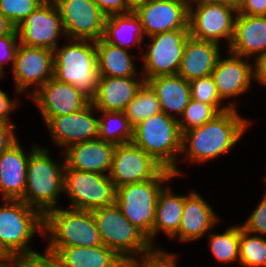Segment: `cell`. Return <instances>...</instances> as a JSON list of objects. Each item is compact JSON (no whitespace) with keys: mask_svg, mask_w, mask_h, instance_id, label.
<instances>
[{"mask_svg":"<svg viewBox=\"0 0 266 267\" xmlns=\"http://www.w3.org/2000/svg\"><path fill=\"white\" fill-rule=\"evenodd\" d=\"M249 123V120L240 117L236 109L221 112L204 125L182 134L181 153H185L187 159L193 162L216 158L228 152L240 140Z\"/></svg>","mask_w":266,"mask_h":267,"instance_id":"6da1fadb","label":"cell"},{"mask_svg":"<svg viewBox=\"0 0 266 267\" xmlns=\"http://www.w3.org/2000/svg\"><path fill=\"white\" fill-rule=\"evenodd\" d=\"M92 214L103 245L125 261H137L134 254L139 253L142 255L141 261L151 260L158 254L175 256L152 246L148 238L122 214L116 203L96 208Z\"/></svg>","mask_w":266,"mask_h":267,"instance_id":"7a4b0ae2","label":"cell"},{"mask_svg":"<svg viewBox=\"0 0 266 267\" xmlns=\"http://www.w3.org/2000/svg\"><path fill=\"white\" fill-rule=\"evenodd\" d=\"M72 41L53 50V78L73 85L91 101L97 92L99 80L96 41Z\"/></svg>","mask_w":266,"mask_h":267,"instance_id":"3957f363","label":"cell"},{"mask_svg":"<svg viewBox=\"0 0 266 267\" xmlns=\"http://www.w3.org/2000/svg\"><path fill=\"white\" fill-rule=\"evenodd\" d=\"M132 142L150 155L164 169L182 174L175 167L176 156L182 151V134L178 118L159 112L133 128ZM176 154V155H175Z\"/></svg>","mask_w":266,"mask_h":267,"instance_id":"277c9868","label":"cell"},{"mask_svg":"<svg viewBox=\"0 0 266 267\" xmlns=\"http://www.w3.org/2000/svg\"><path fill=\"white\" fill-rule=\"evenodd\" d=\"M49 151L42 147L33 146L27 164V178L21 201L38 210L43 216L56 209L57 197L64 191L63 165L54 163Z\"/></svg>","mask_w":266,"mask_h":267,"instance_id":"5b68a950","label":"cell"},{"mask_svg":"<svg viewBox=\"0 0 266 267\" xmlns=\"http://www.w3.org/2000/svg\"><path fill=\"white\" fill-rule=\"evenodd\" d=\"M175 177L173 171L162 169L152 180L125 184L116 188L115 203L122 214L149 240L153 246V224L162 183Z\"/></svg>","mask_w":266,"mask_h":267,"instance_id":"8992f818","label":"cell"},{"mask_svg":"<svg viewBox=\"0 0 266 267\" xmlns=\"http://www.w3.org/2000/svg\"><path fill=\"white\" fill-rule=\"evenodd\" d=\"M67 208L58 207L44 215L43 235L51 234L47 247L103 245L92 211Z\"/></svg>","mask_w":266,"mask_h":267,"instance_id":"52a82bcc","label":"cell"},{"mask_svg":"<svg viewBox=\"0 0 266 267\" xmlns=\"http://www.w3.org/2000/svg\"><path fill=\"white\" fill-rule=\"evenodd\" d=\"M0 207V245L14 259L35 252L28 248L32 236L43 235L44 216L21 200L5 199Z\"/></svg>","mask_w":266,"mask_h":267,"instance_id":"ba28073f","label":"cell"},{"mask_svg":"<svg viewBox=\"0 0 266 267\" xmlns=\"http://www.w3.org/2000/svg\"><path fill=\"white\" fill-rule=\"evenodd\" d=\"M64 192L71 209L92 211L115 204L116 188L109 175L64 168Z\"/></svg>","mask_w":266,"mask_h":267,"instance_id":"9c48e42d","label":"cell"},{"mask_svg":"<svg viewBox=\"0 0 266 267\" xmlns=\"http://www.w3.org/2000/svg\"><path fill=\"white\" fill-rule=\"evenodd\" d=\"M196 2L197 8L189 4L188 28L189 36L219 44L220 38H226L229 45L234 36L235 13L237 9L226 4L213 3L201 0H190Z\"/></svg>","mask_w":266,"mask_h":267,"instance_id":"30bf717a","label":"cell"},{"mask_svg":"<svg viewBox=\"0 0 266 267\" xmlns=\"http://www.w3.org/2000/svg\"><path fill=\"white\" fill-rule=\"evenodd\" d=\"M189 29H179L150 36L147 53L143 54L145 82L157 76L178 74L183 50L189 38Z\"/></svg>","mask_w":266,"mask_h":267,"instance_id":"8fae6325","label":"cell"},{"mask_svg":"<svg viewBox=\"0 0 266 267\" xmlns=\"http://www.w3.org/2000/svg\"><path fill=\"white\" fill-rule=\"evenodd\" d=\"M67 39L98 41L103 37L106 16L94 0H53Z\"/></svg>","mask_w":266,"mask_h":267,"instance_id":"7c38bea8","label":"cell"},{"mask_svg":"<svg viewBox=\"0 0 266 267\" xmlns=\"http://www.w3.org/2000/svg\"><path fill=\"white\" fill-rule=\"evenodd\" d=\"M19 43L55 50L57 38L65 35L61 16L53 0H45L17 27Z\"/></svg>","mask_w":266,"mask_h":267,"instance_id":"4fadbf2b","label":"cell"},{"mask_svg":"<svg viewBox=\"0 0 266 267\" xmlns=\"http://www.w3.org/2000/svg\"><path fill=\"white\" fill-rule=\"evenodd\" d=\"M163 169L133 142L115 146L109 178L115 188L152 180Z\"/></svg>","mask_w":266,"mask_h":267,"instance_id":"5bb4252c","label":"cell"},{"mask_svg":"<svg viewBox=\"0 0 266 267\" xmlns=\"http://www.w3.org/2000/svg\"><path fill=\"white\" fill-rule=\"evenodd\" d=\"M190 0H146L133 11L139 17L144 34L153 36L159 33L189 29Z\"/></svg>","mask_w":266,"mask_h":267,"instance_id":"9a60e30c","label":"cell"},{"mask_svg":"<svg viewBox=\"0 0 266 267\" xmlns=\"http://www.w3.org/2000/svg\"><path fill=\"white\" fill-rule=\"evenodd\" d=\"M54 51L44 47L19 44L13 66L16 93L32 85L39 88L53 77Z\"/></svg>","mask_w":266,"mask_h":267,"instance_id":"2e32d148","label":"cell"},{"mask_svg":"<svg viewBox=\"0 0 266 267\" xmlns=\"http://www.w3.org/2000/svg\"><path fill=\"white\" fill-rule=\"evenodd\" d=\"M97 111L91 101L81 110L68 115L43 117L53 141L64 146L94 140L99 137V118L93 117Z\"/></svg>","mask_w":266,"mask_h":267,"instance_id":"e0dca14e","label":"cell"},{"mask_svg":"<svg viewBox=\"0 0 266 267\" xmlns=\"http://www.w3.org/2000/svg\"><path fill=\"white\" fill-rule=\"evenodd\" d=\"M31 98L42 117L68 115L83 109L90 100L73 85L50 78L40 88L31 91Z\"/></svg>","mask_w":266,"mask_h":267,"instance_id":"ac0fdd59","label":"cell"},{"mask_svg":"<svg viewBox=\"0 0 266 267\" xmlns=\"http://www.w3.org/2000/svg\"><path fill=\"white\" fill-rule=\"evenodd\" d=\"M115 146L99 138L70 145L63 152L65 165L70 169L98 174L110 172Z\"/></svg>","mask_w":266,"mask_h":267,"instance_id":"d6986e66","label":"cell"},{"mask_svg":"<svg viewBox=\"0 0 266 267\" xmlns=\"http://www.w3.org/2000/svg\"><path fill=\"white\" fill-rule=\"evenodd\" d=\"M230 54L231 57L226 59L219 57L211 74L222 100L246 92L254 78V67L243 61L241 56Z\"/></svg>","mask_w":266,"mask_h":267,"instance_id":"ffe728a7","label":"cell"},{"mask_svg":"<svg viewBox=\"0 0 266 267\" xmlns=\"http://www.w3.org/2000/svg\"><path fill=\"white\" fill-rule=\"evenodd\" d=\"M134 79L135 77L99 76L97 92L91 100L97 112H124L145 82L143 78L141 81Z\"/></svg>","mask_w":266,"mask_h":267,"instance_id":"44dd1931","label":"cell"},{"mask_svg":"<svg viewBox=\"0 0 266 267\" xmlns=\"http://www.w3.org/2000/svg\"><path fill=\"white\" fill-rule=\"evenodd\" d=\"M30 154L17 141L0 155V191L4 200L23 198Z\"/></svg>","mask_w":266,"mask_h":267,"instance_id":"7402d4cb","label":"cell"},{"mask_svg":"<svg viewBox=\"0 0 266 267\" xmlns=\"http://www.w3.org/2000/svg\"><path fill=\"white\" fill-rule=\"evenodd\" d=\"M266 51V16L236 14L229 52L242 58Z\"/></svg>","mask_w":266,"mask_h":267,"instance_id":"603a6c76","label":"cell"},{"mask_svg":"<svg viewBox=\"0 0 266 267\" xmlns=\"http://www.w3.org/2000/svg\"><path fill=\"white\" fill-rule=\"evenodd\" d=\"M219 44L189 37L183 50L178 75L186 81L210 76L220 57Z\"/></svg>","mask_w":266,"mask_h":267,"instance_id":"cb8c5ba5","label":"cell"},{"mask_svg":"<svg viewBox=\"0 0 266 267\" xmlns=\"http://www.w3.org/2000/svg\"><path fill=\"white\" fill-rule=\"evenodd\" d=\"M219 221L210 205L192 191L184 196V207L179 231L176 234L180 241H194L201 238Z\"/></svg>","mask_w":266,"mask_h":267,"instance_id":"d4e9b609","label":"cell"},{"mask_svg":"<svg viewBox=\"0 0 266 267\" xmlns=\"http://www.w3.org/2000/svg\"><path fill=\"white\" fill-rule=\"evenodd\" d=\"M146 82L155 91L162 112L171 117L172 111L182 115L191 100L189 81L176 74L152 77Z\"/></svg>","mask_w":266,"mask_h":267,"instance_id":"484cf974","label":"cell"},{"mask_svg":"<svg viewBox=\"0 0 266 267\" xmlns=\"http://www.w3.org/2000/svg\"><path fill=\"white\" fill-rule=\"evenodd\" d=\"M56 253L65 267H119L125 262L105 245L95 247H47Z\"/></svg>","mask_w":266,"mask_h":267,"instance_id":"4316f807","label":"cell"},{"mask_svg":"<svg viewBox=\"0 0 266 267\" xmlns=\"http://www.w3.org/2000/svg\"><path fill=\"white\" fill-rule=\"evenodd\" d=\"M126 34H129L131 38ZM144 36L145 34L140 19L133 10L126 14L111 15L105 19L102 38L112 45L128 49L127 47L132 46V44L135 46L137 43L140 48Z\"/></svg>","mask_w":266,"mask_h":267,"instance_id":"83f0119b","label":"cell"},{"mask_svg":"<svg viewBox=\"0 0 266 267\" xmlns=\"http://www.w3.org/2000/svg\"><path fill=\"white\" fill-rule=\"evenodd\" d=\"M99 76L135 77L136 66L126 49L112 45L103 38L96 41Z\"/></svg>","mask_w":266,"mask_h":267,"instance_id":"f1b7e54d","label":"cell"},{"mask_svg":"<svg viewBox=\"0 0 266 267\" xmlns=\"http://www.w3.org/2000/svg\"><path fill=\"white\" fill-rule=\"evenodd\" d=\"M184 207V196H176L169 187L162 188L158 195L153 224V238L158 231L169 237H176L181 224Z\"/></svg>","mask_w":266,"mask_h":267,"instance_id":"f546056e","label":"cell"},{"mask_svg":"<svg viewBox=\"0 0 266 267\" xmlns=\"http://www.w3.org/2000/svg\"><path fill=\"white\" fill-rule=\"evenodd\" d=\"M99 139L115 145L133 140V127L124 112L99 111Z\"/></svg>","mask_w":266,"mask_h":267,"instance_id":"4dcf8cb0","label":"cell"},{"mask_svg":"<svg viewBox=\"0 0 266 267\" xmlns=\"http://www.w3.org/2000/svg\"><path fill=\"white\" fill-rule=\"evenodd\" d=\"M161 112L160 103L155 91L144 82L138 89L134 99L124 110L130 125L134 128L143 120Z\"/></svg>","mask_w":266,"mask_h":267,"instance_id":"1f68e13d","label":"cell"},{"mask_svg":"<svg viewBox=\"0 0 266 267\" xmlns=\"http://www.w3.org/2000/svg\"><path fill=\"white\" fill-rule=\"evenodd\" d=\"M241 226H230L223 234H211L210 249L216 260L225 263L239 260Z\"/></svg>","mask_w":266,"mask_h":267,"instance_id":"d6a6232c","label":"cell"},{"mask_svg":"<svg viewBox=\"0 0 266 267\" xmlns=\"http://www.w3.org/2000/svg\"><path fill=\"white\" fill-rule=\"evenodd\" d=\"M251 233L241 225L239 240V262L243 267L266 266V239L261 235L250 237Z\"/></svg>","mask_w":266,"mask_h":267,"instance_id":"836d02e7","label":"cell"},{"mask_svg":"<svg viewBox=\"0 0 266 267\" xmlns=\"http://www.w3.org/2000/svg\"><path fill=\"white\" fill-rule=\"evenodd\" d=\"M191 99L212 105L219 113L227 111L231 108L236 109L235 104H230L220 108L222 99L218 93L213 77L207 76L196 78L189 81Z\"/></svg>","mask_w":266,"mask_h":267,"instance_id":"e575fe53","label":"cell"},{"mask_svg":"<svg viewBox=\"0 0 266 267\" xmlns=\"http://www.w3.org/2000/svg\"><path fill=\"white\" fill-rule=\"evenodd\" d=\"M218 114L219 112L212 105L191 99L181 115L183 120L178 119L181 134L189 129L204 125Z\"/></svg>","mask_w":266,"mask_h":267,"instance_id":"d590c367","label":"cell"},{"mask_svg":"<svg viewBox=\"0 0 266 267\" xmlns=\"http://www.w3.org/2000/svg\"><path fill=\"white\" fill-rule=\"evenodd\" d=\"M45 0H0V12L15 28Z\"/></svg>","mask_w":266,"mask_h":267,"instance_id":"8d00e7d4","label":"cell"},{"mask_svg":"<svg viewBox=\"0 0 266 267\" xmlns=\"http://www.w3.org/2000/svg\"><path fill=\"white\" fill-rule=\"evenodd\" d=\"M45 250L43 255L35 251L17 258L15 260L16 267H65L61 258L56 253Z\"/></svg>","mask_w":266,"mask_h":267,"instance_id":"74e56055","label":"cell"},{"mask_svg":"<svg viewBox=\"0 0 266 267\" xmlns=\"http://www.w3.org/2000/svg\"><path fill=\"white\" fill-rule=\"evenodd\" d=\"M18 32L15 29L12 33L0 36V72L4 73L3 60L6 63H12V68L15 62V55L19 46ZM18 44V45H17ZM4 58V59H3Z\"/></svg>","mask_w":266,"mask_h":267,"instance_id":"f35d334b","label":"cell"},{"mask_svg":"<svg viewBox=\"0 0 266 267\" xmlns=\"http://www.w3.org/2000/svg\"><path fill=\"white\" fill-rule=\"evenodd\" d=\"M257 209L251 213L248 220L242 225L243 229L251 234H266V194H264Z\"/></svg>","mask_w":266,"mask_h":267,"instance_id":"ab89813d","label":"cell"},{"mask_svg":"<svg viewBox=\"0 0 266 267\" xmlns=\"http://www.w3.org/2000/svg\"><path fill=\"white\" fill-rule=\"evenodd\" d=\"M94 2L106 17L132 11L125 0H94Z\"/></svg>","mask_w":266,"mask_h":267,"instance_id":"60d3db41","label":"cell"},{"mask_svg":"<svg viewBox=\"0 0 266 267\" xmlns=\"http://www.w3.org/2000/svg\"><path fill=\"white\" fill-rule=\"evenodd\" d=\"M238 14L266 16V0H241Z\"/></svg>","mask_w":266,"mask_h":267,"instance_id":"b9f144b4","label":"cell"},{"mask_svg":"<svg viewBox=\"0 0 266 267\" xmlns=\"http://www.w3.org/2000/svg\"><path fill=\"white\" fill-rule=\"evenodd\" d=\"M14 129L12 123H0V155L18 141Z\"/></svg>","mask_w":266,"mask_h":267,"instance_id":"7bdbcfd3","label":"cell"},{"mask_svg":"<svg viewBox=\"0 0 266 267\" xmlns=\"http://www.w3.org/2000/svg\"><path fill=\"white\" fill-rule=\"evenodd\" d=\"M17 106L16 102L0 89V123H10L9 113Z\"/></svg>","mask_w":266,"mask_h":267,"instance_id":"ee69618b","label":"cell"},{"mask_svg":"<svg viewBox=\"0 0 266 267\" xmlns=\"http://www.w3.org/2000/svg\"><path fill=\"white\" fill-rule=\"evenodd\" d=\"M176 256H163L158 254L155 258L141 261V267H176Z\"/></svg>","mask_w":266,"mask_h":267,"instance_id":"f6af8a7d","label":"cell"},{"mask_svg":"<svg viewBox=\"0 0 266 267\" xmlns=\"http://www.w3.org/2000/svg\"><path fill=\"white\" fill-rule=\"evenodd\" d=\"M254 78L262 85H266V51L255 57Z\"/></svg>","mask_w":266,"mask_h":267,"instance_id":"bcb514c9","label":"cell"},{"mask_svg":"<svg viewBox=\"0 0 266 267\" xmlns=\"http://www.w3.org/2000/svg\"><path fill=\"white\" fill-rule=\"evenodd\" d=\"M15 29V26L0 12V36L10 34Z\"/></svg>","mask_w":266,"mask_h":267,"instance_id":"7dc6e473","label":"cell"},{"mask_svg":"<svg viewBox=\"0 0 266 267\" xmlns=\"http://www.w3.org/2000/svg\"><path fill=\"white\" fill-rule=\"evenodd\" d=\"M201 1H208V2H213V3L226 4L228 6H231L233 8L238 9V6H239L241 0H201Z\"/></svg>","mask_w":266,"mask_h":267,"instance_id":"c3c4849f","label":"cell"},{"mask_svg":"<svg viewBox=\"0 0 266 267\" xmlns=\"http://www.w3.org/2000/svg\"><path fill=\"white\" fill-rule=\"evenodd\" d=\"M0 263H15V260L3 249L1 245H0Z\"/></svg>","mask_w":266,"mask_h":267,"instance_id":"681fc988","label":"cell"},{"mask_svg":"<svg viewBox=\"0 0 266 267\" xmlns=\"http://www.w3.org/2000/svg\"><path fill=\"white\" fill-rule=\"evenodd\" d=\"M119 267H141V261H125Z\"/></svg>","mask_w":266,"mask_h":267,"instance_id":"f907efd6","label":"cell"},{"mask_svg":"<svg viewBox=\"0 0 266 267\" xmlns=\"http://www.w3.org/2000/svg\"><path fill=\"white\" fill-rule=\"evenodd\" d=\"M146 0H125L127 5L133 10L136 6L144 3Z\"/></svg>","mask_w":266,"mask_h":267,"instance_id":"816d5d0a","label":"cell"},{"mask_svg":"<svg viewBox=\"0 0 266 267\" xmlns=\"http://www.w3.org/2000/svg\"><path fill=\"white\" fill-rule=\"evenodd\" d=\"M0 267H16L15 263H0Z\"/></svg>","mask_w":266,"mask_h":267,"instance_id":"f5cc1de1","label":"cell"},{"mask_svg":"<svg viewBox=\"0 0 266 267\" xmlns=\"http://www.w3.org/2000/svg\"><path fill=\"white\" fill-rule=\"evenodd\" d=\"M5 75L0 72V78L4 77Z\"/></svg>","mask_w":266,"mask_h":267,"instance_id":"db71d44e","label":"cell"}]
</instances>
